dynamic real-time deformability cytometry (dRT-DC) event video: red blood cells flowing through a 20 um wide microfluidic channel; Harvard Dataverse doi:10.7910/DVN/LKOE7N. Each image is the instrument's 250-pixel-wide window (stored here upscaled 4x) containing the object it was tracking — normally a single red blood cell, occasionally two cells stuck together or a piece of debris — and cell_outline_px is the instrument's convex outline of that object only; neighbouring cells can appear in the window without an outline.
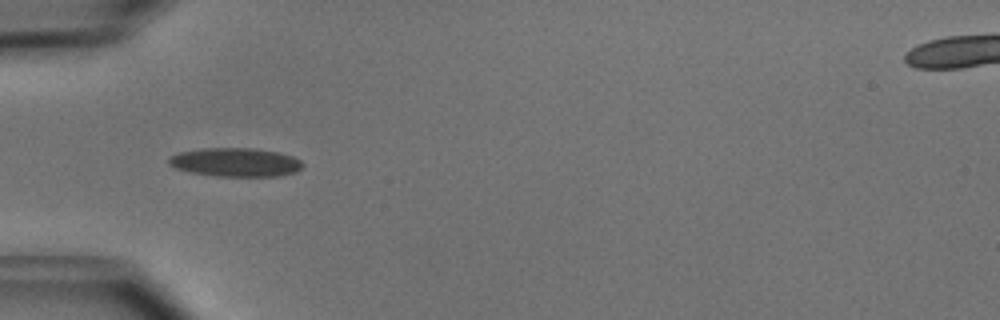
{"species": "common noctule bat (a hibernating species)", "species_latin": "Nyctalus noctula", "temperature_condition": "cold", "stored_images_in_passage": 26, "camera_frame_rate_fps": 3000, "um_per_image_px": 0.085, "animal": {"sex": "male", "body_mass_g": 15.6}, "frame": {"image": 1, "passage_image": 5, "time_ms": 1.333, "image_size_px": [1000, 320], "cell_outline_px": [[304, 164], [296, 172], [276, 176], [216, 176], [188, 172], [176, 168], [168, 164], [168, 160], [172, 156], [180, 152], [200, 148], [252, 148], [280, 152], [292, 156], [300, 160]], "centroid_in_image_um": [20.02, 13.79], "position_along_channel_um": 65.0, "area_um2": 22.43}}